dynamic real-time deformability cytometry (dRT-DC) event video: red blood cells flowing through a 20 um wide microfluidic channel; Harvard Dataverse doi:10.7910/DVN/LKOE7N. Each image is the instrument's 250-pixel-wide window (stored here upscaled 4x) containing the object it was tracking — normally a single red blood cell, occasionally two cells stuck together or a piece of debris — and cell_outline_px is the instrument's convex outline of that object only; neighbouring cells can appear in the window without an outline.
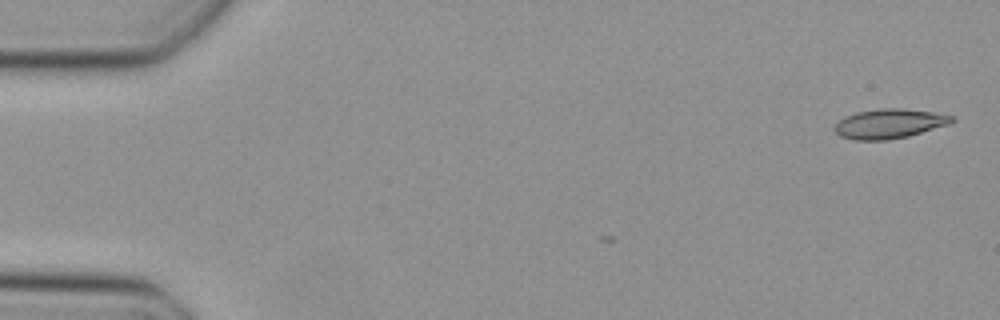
{"species": "Egyptian fruit bat (a non-hibernating species)", "species_latin": "Rousettus aegyptiacus", "temperature_condition": "cold", "stored_images_in_passage": 2, "camera_frame_rate_fps": 3000, "um_per_image_px": 0.085, "animal": {"sex": "female"}, "frame": {"image": 1, "passage_image": 2, "time_ms": 0.333, "image_size_px": [1000, 320], "cell_outline_px": [[956, 120], [948, 124], [908, 136], [888, 140], [852, 140], [840, 136], [832, 128], [844, 116], [856, 112], [880, 108], [904, 108], [932, 112], [956, 116]], "centroid_in_image_um": [75.58, 10.51], "position_along_channel_um": 9.4, "area_um2": 20.29}}